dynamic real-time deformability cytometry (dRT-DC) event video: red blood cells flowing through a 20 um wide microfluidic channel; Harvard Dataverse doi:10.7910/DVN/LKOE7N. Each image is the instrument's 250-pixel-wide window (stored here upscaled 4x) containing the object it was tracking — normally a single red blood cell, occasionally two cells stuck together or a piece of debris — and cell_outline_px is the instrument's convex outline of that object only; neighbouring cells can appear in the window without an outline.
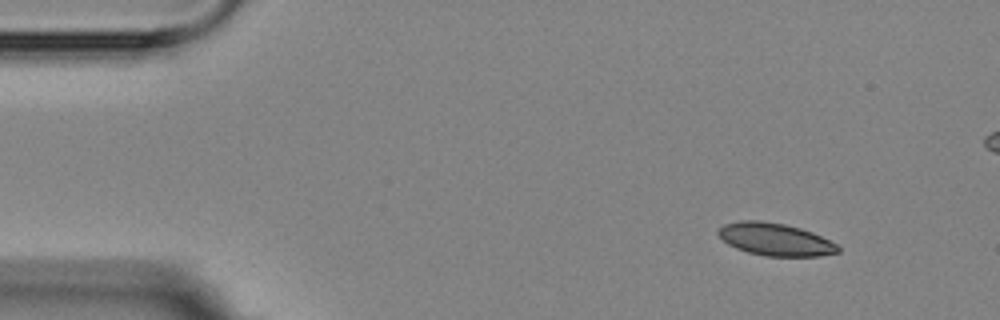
{"species": "Egyptian fruit bat (a non-hibernating species)", "species_latin": "Rousettus aegyptiacus", "temperature_condition": "room temperature", "stored_images_in_passage": 8, "camera_frame_rate_fps": 3000, "um_per_image_px": 0.085, "animal": {"sex": "female"}, "frame": {"image": 1, "passage_image": 1, "time_ms": 0.0, "image_size_px": [1000, 320], "cell_outline_px": [[840, 252], [820, 256], [764, 256], [748, 252], [736, 248], [728, 244], [716, 232], [724, 224], [740, 220], [760, 220], [784, 224], [800, 228], [812, 232], [836, 244], [840, 248]], "centroid_in_image_um": [65.89, 20.35], "position_along_channel_um": 19.1, "area_um2": 22.6}}
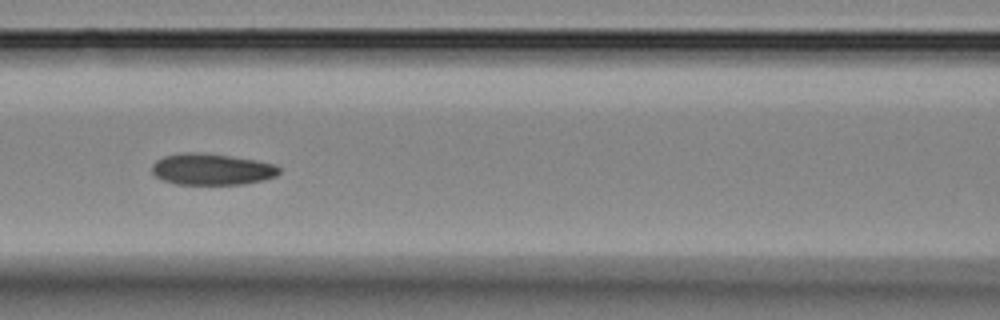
{"frame": {"image": 2, "passage_image": 6, "time_ms": 6.0, "image_size_px": [1000, 320], "cell_outline_px": [[280, 172], [276, 176], [264, 180], [244, 184], [176, 184], [164, 180], [156, 176], [152, 172], [152, 164], [156, 160], [164, 156], [180, 152], [200, 152], [256, 160], [276, 164], [280, 168]], "centroid_in_image_um": [18.01, 14.38], "position_along_channel_um": 148.6, "area_um2": 23.35}}
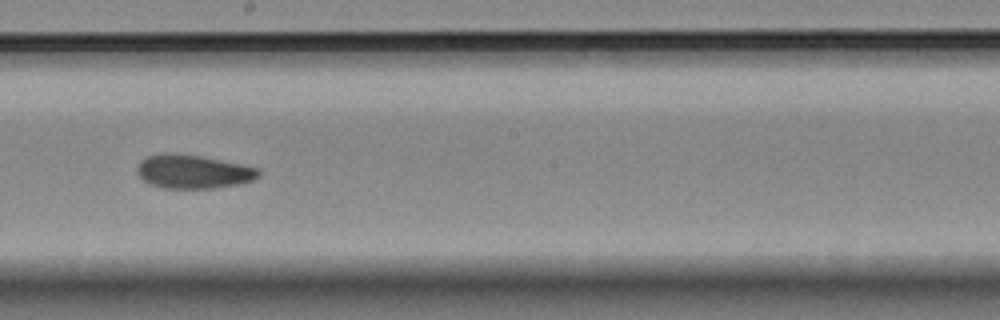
{"frame": {"image": 3, "passage_image": 8, "time_ms": 8.333, "image_size_px": [1000, 320], "cell_outline_px": [[260, 176], [252, 180], [240, 184], [216, 188], [164, 188], [148, 184], [136, 172], [136, 168], [140, 160], [148, 156], [200, 156], [260, 168]], "centroid_in_image_um": [16.46, 14.64], "position_along_channel_um": 231.7, "area_um2": 23.18}}